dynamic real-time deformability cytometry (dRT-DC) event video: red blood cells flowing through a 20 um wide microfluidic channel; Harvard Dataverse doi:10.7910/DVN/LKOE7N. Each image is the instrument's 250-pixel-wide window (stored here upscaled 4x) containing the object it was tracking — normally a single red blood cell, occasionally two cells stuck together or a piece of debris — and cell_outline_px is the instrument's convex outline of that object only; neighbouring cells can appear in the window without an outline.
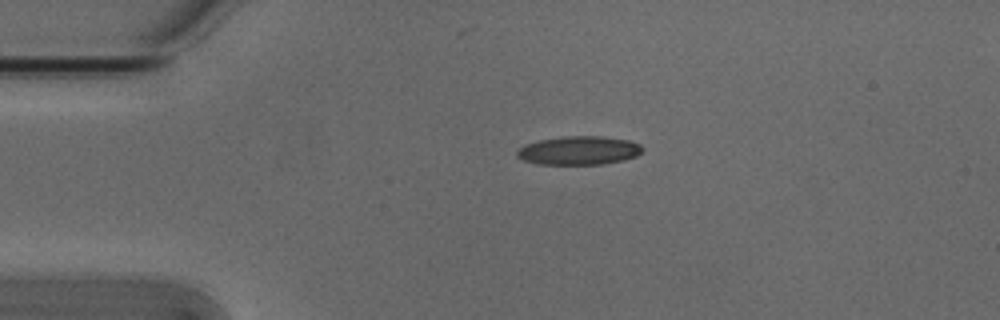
{"species": "Egyptian fruit bat (a non-hibernating species)", "species_latin": "Rousettus aegyptiacus", "temperature_condition": "cold", "stored_images_in_passage": 2, "camera_frame_rate_fps": 3000, "um_per_image_px": 0.085, "animal": {"sex": "male"}, "frame": {"image": 1, "passage_image": 1, "time_ms": 0.0, "image_size_px": [1000, 320], "cell_outline_px": [[644, 148], [636, 156], [624, 160], [604, 164], [536, 164], [524, 160], [516, 156], [516, 152], [524, 144], [540, 140], [564, 136], [600, 136], [628, 140], [640, 144]], "centroid_in_image_um": [49.2, 12.79], "position_along_channel_um": 35.8, "area_um2": 20.92}}